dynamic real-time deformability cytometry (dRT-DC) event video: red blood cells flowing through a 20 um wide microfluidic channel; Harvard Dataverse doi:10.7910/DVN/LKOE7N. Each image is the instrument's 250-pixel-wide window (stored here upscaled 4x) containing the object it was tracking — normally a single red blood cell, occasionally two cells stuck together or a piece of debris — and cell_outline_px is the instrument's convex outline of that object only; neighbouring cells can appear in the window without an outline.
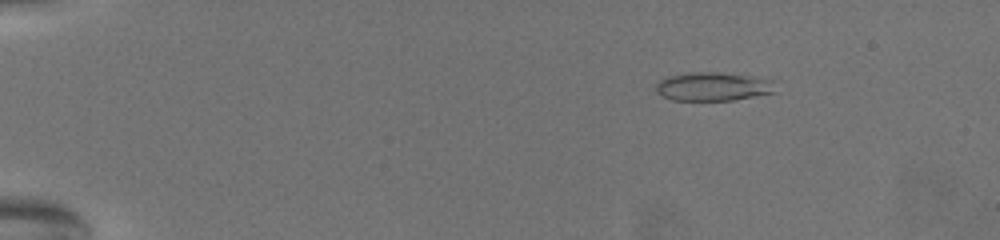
{"species": "common noctule bat (a hibernating species)", "species_latin": "Nyctalus noctula", "temperature_condition": "warm", "stored_images_in_passage": 63, "camera_frame_rate_fps": 3000, "um_per_image_px": 0.085, "animal": {"sex": "female", "body_mass_g": 19.5, "forearm_length_mm": 54.1}, "frame": {"image": 1, "passage_image": 4, "time_ms": 1.0, "image_size_px": [1000, 240], "cell_outline_px": [[780, 80], [776, 92], [732, 100], [672, 100], [660, 96], [656, 92], [656, 84], [660, 80], [668, 76], [688, 72], [720, 72], [752, 76]], "centroid_in_image_um": [60.69, 7.34], "position_along_channel_um": 24.3, "area_um2": 20.46}}
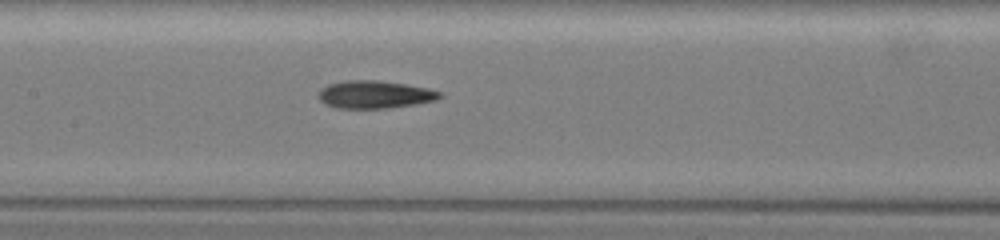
{"frame": {"image": 2, "passage_image": 30, "time_ms": 9.667, "image_size_px": [1000, 240], "cell_outline_px": [[444, 96], [436, 100], [416, 104], [392, 108], [336, 108], [324, 104], [320, 100], [320, 88], [328, 84], [348, 80], [376, 80], [404, 84], [428, 88], [444, 92]], "centroid_in_image_um": [31.9, 8.04], "position_along_channel_um": 175.5, "area_um2": 19.71}}
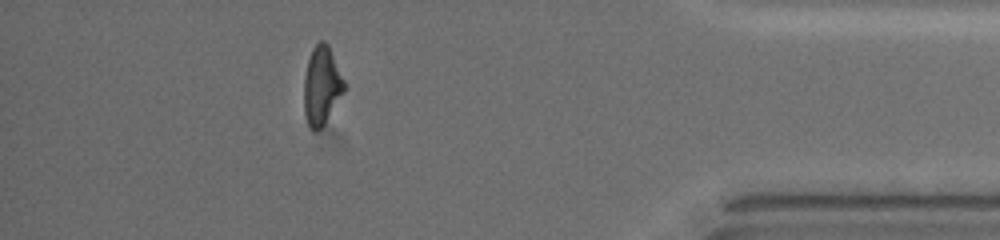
{"frame": {"image": 3, "passage_image": 56, "time_ms": 18.333, "image_size_px": [1000, 240], "cell_outline_px": [[344, 92], [324, 124], [316, 132], [312, 132], [308, 124], [304, 112], [304, 76], [308, 60], [312, 48], [320, 40], [324, 40], [328, 44], [344, 80]], "centroid_in_image_um": [27.33, 7.28], "position_along_channel_um": 407.9, "area_um2": 18.32}, "authors_computed_cell_mechanics": {"area_um2": 18.9006, "velocity_mm_per_s": 3.1001, "shape_relaxation_time_tau1_ms": null, "shape_relaxation_time_tau2_ms": 4.97, "deformation_change_tau1": null, "deformation_change_tau2": 0.1469}}